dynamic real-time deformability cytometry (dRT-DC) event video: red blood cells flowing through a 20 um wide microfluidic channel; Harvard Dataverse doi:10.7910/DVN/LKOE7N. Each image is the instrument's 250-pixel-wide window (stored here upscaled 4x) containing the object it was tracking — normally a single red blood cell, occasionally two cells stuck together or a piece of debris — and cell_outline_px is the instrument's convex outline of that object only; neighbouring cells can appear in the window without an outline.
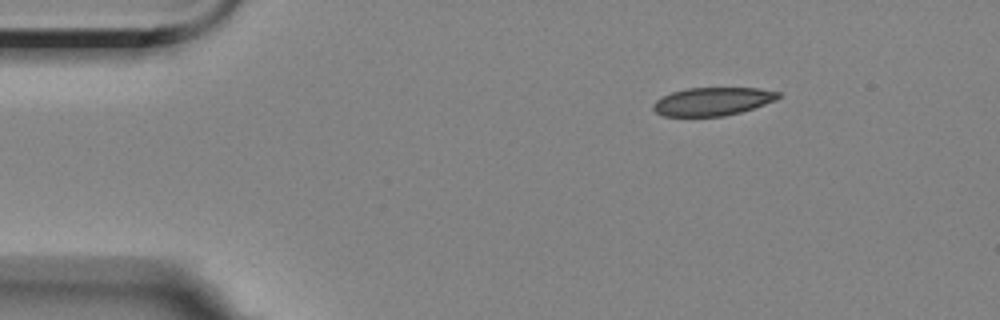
{"species": "Egyptian fruit bat (a non-hibernating species)", "species_latin": "Rousettus aegyptiacus", "temperature_condition": "room temperature", "stored_images_in_passage": 3, "camera_frame_rate_fps": 3000, "um_per_image_px": 0.085, "animal": {"sex": "female"}, "frame": {"image": 1, "passage_image": 1, "time_ms": 0.0, "image_size_px": [1000, 320], "cell_outline_px": [[780, 96], [776, 100], [740, 112], [724, 116], [664, 116], [656, 112], [652, 108], [652, 104], [656, 100], [672, 92], [688, 88], [760, 88], [780, 92]], "centroid_in_image_um": [60.56, 8.62], "position_along_channel_um": 24.4, "area_um2": 20.4}}